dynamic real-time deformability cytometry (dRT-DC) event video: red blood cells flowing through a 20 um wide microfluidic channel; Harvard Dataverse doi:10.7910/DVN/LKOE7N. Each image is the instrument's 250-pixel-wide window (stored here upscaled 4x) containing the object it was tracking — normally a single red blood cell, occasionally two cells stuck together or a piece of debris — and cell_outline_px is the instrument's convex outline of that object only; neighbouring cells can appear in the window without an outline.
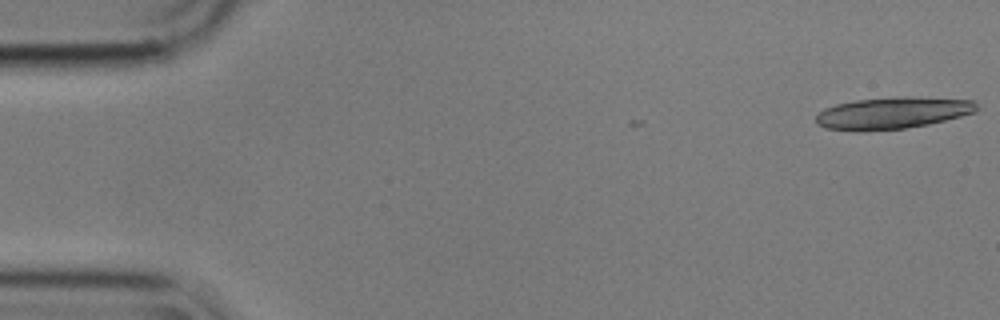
{"species": "common noctule bat (a hibernating species)", "species_latin": "Nyctalus noctula", "temperature_condition": "cold", "stored_images_in_passage": 2, "camera_frame_rate_fps": 3000, "um_per_image_px": 0.085, "animal": {"sex": "male", "body_mass_g": 17.9}, "frame": {"image": 1, "passage_image": 2, "time_ms": 0.333, "image_size_px": [1000, 320], "cell_outline_px": [[980, 108], [976, 112], [928, 124], [904, 128], [860, 132], [856, 132], [824, 128], [816, 124], [816, 116], [824, 108], [836, 104], [856, 100], [896, 96], [908, 96], [972, 100]], "centroid_in_image_um": [75.83, 9.6], "position_along_channel_um": 9.2, "area_um2": 30.06}}